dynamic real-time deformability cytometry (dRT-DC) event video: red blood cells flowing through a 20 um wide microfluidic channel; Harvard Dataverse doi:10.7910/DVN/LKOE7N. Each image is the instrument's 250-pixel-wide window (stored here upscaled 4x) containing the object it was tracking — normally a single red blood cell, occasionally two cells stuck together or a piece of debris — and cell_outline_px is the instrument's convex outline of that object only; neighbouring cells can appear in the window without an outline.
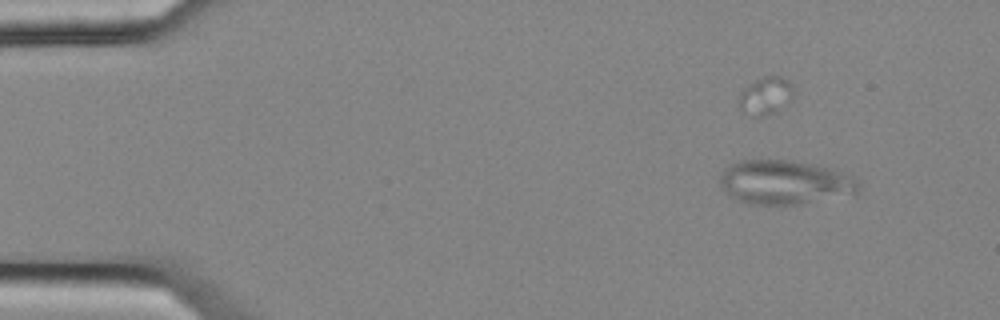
{"species": "common noctule bat (a hibernating species)", "species_latin": "Nyctalus noctula", "temperature_condition": "cold", "stored_images_in_passage": 5, "camera_frame_rate_fps": 3000, "um_per_image_px": 0.085, "animal": {"sex": "female", "body_mass_g": 25.1}, "frame": {"image": 1, "passage_image": 2, "time_ms": 0.333, "image_size_px": [1000, 320], "cell_outline_px": [[860, 184], [856, 196], [800, 204], [748, 204], [736, 200], [720, 184], [720, 176], [724, 168], [728, 164], [740, 160], [792, 160], [820, 164], [852, 176]], "centroid_in_image_um": [66.77, 15.49], "position_along_channel_um": 18.2, "area_um2": 36.36}}